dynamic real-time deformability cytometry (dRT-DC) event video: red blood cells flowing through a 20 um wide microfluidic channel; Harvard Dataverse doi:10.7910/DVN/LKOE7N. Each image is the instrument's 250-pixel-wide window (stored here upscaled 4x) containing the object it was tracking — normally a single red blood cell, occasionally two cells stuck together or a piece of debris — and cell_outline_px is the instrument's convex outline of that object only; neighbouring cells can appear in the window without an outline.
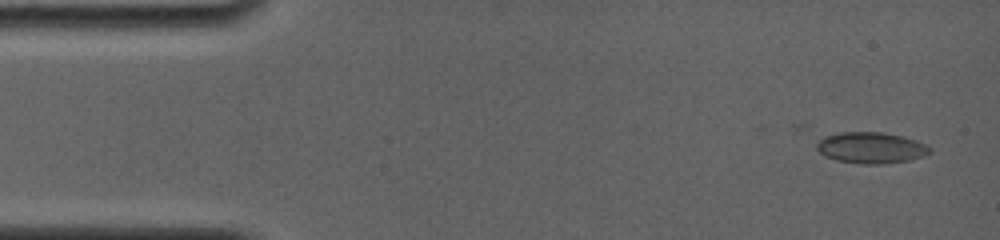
{"species": "common noctule bat (a hibernating species)", "species_latin": "Nyctalus noctula", "temperature_condition": "room temperature", "stored_images_in_passage": 3, "camera_frame_rate_fps": 4000, "um_per_image_px": 0.085, "animal": {"sex": "female", "body_mass_g": 19.0, "forearm_length_mm": 56.7}, "frame": {"image": 1, "passage_image": 3, "time_ms": 1.25, "image_size_px": [1000, 240], "cell_outline_px": [[932, 152], [924, 156], [908, 160], [880, 164], [860, 164], [836, 160], [824, 156], [816, 148], [816, 136], [840, 132], [880, 132], [900, 136], [916, 140], [932, 148]], "centroid_in_image_um": [73.95, 12.55], "position_along_channel_um": 11.0, "area_um2": 20.87}}